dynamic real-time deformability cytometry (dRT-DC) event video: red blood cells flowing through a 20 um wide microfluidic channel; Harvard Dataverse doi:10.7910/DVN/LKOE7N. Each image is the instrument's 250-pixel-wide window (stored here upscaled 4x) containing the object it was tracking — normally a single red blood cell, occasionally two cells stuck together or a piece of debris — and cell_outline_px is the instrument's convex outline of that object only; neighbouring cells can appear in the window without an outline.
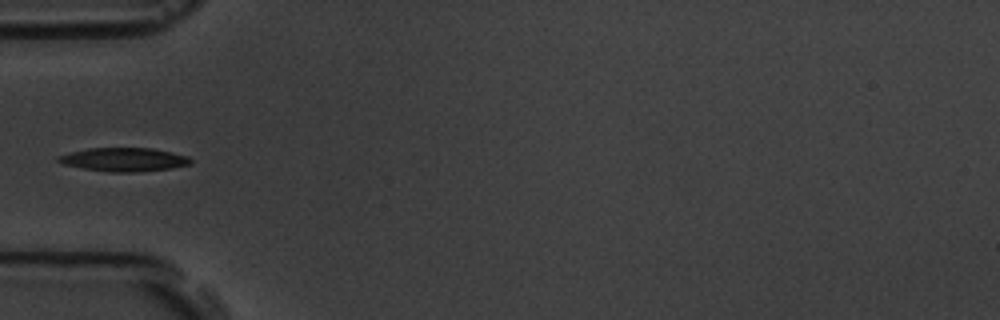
{"species": "common noctule bat (a hibernating species)", "species_latin": "Nyctalus noctula", "temperature_condition": "room temperature", "stored_images_in_passage": 9, "camera_frame_rate_fps": 3000, "um_per_image_px": 0.085, "animal": {"sex": "male", "body_mass_g": 19.5, "forearm_length_mm": 54.6}, "frame": {"image": 1, "passage_image": 6, "time_ms": 6.0, "image_size_px": [1000, 320], "cell_outline_px": [[192, 164], [172, 168], [136, 172], [108, 172], [84, 168], [64, 164], [56, 160], [56, 156], [68, 152], [88, 148], [152, 148], [188, 156], [192, 160]], "centroid_in_image_um": [10.52, 13.56], "position_along_channel_um": 74.5, "area_um2": 18.26}}
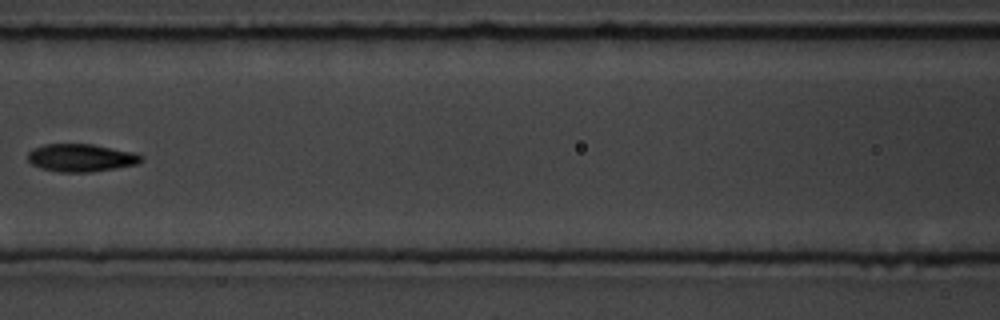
{"frame": {"image": 2, "passage_image": 8, "time_ms": 8.333, "image_size_px": [1000, 320], "cell_outline_px": [[144, 160], [136, 164], [116, 168], [88, 172], [60, 172], [40, 168], [32, 164], [28, 160], [28, 152], [32, 148], [44, 144], [92, 144], [136, 152]], "centroid_in_image_um": [6.87, 13.4], "position_along_channel_um": 159.7, "area_um2": 18.38}}
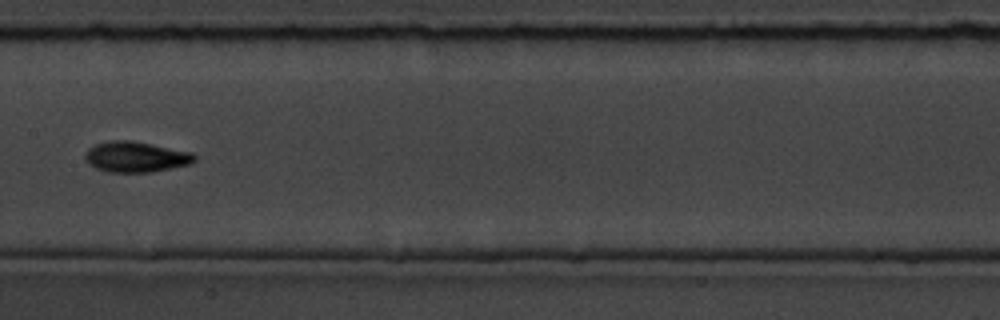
{"frame": {"image": 3, "passage_image": 9, "time_ms": 9.333, "image_size_px": [1000, 320], "cell_outline_px": [[196, 160], [188, 164], [172, 168], [152, 172], [108, 172], [96, 168], [88, 164], [84, 160], [84, 156], [88, 148], [96, 144], [112, 140], [128, 140], [192, 152], [196, 156]], "centroid_in_image_um": [11.51, 13.34], "position_along_channel_um": 195.9, "area_um2": 19.42}}